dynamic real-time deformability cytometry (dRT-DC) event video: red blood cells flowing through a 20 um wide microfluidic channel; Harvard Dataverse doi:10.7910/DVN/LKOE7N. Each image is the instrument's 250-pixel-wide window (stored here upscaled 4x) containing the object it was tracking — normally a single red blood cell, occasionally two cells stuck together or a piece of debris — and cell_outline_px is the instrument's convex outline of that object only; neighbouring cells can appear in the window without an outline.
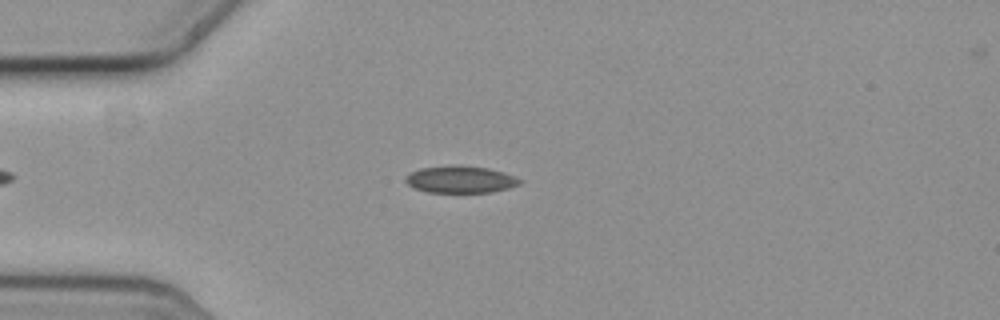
{"species": "common noctule bat (a hibernating species)", "species_latin": "Nyctalus noctula", "temperature_condition": "cold", "stored_images_in_passage": 50, "camera_frame_rate_fps": 3000, "um_per_image_px": 0.085, "animal": {"sex": "female", "body_mass_g": 19.3, "forearm_length_mm": 54.1}, "frame": {"image": 1, "passage_image": 12, "time_ms": 3.667, "image_size_px": [1000, 320], "cell_outline_px": [[520, 184], [508, 188], [492, 192], [428, 192], [416, 188], [408, 184], [404, 180], [412, 172], [420, 168], [456, 164], [460, 164], [488, 168], [504, 172], [516, 176], [520, 180]], "centroid_in_image_um": [39.17, 15.23], "position_along_channel_um": 45.8, "area_um2": 17.98}}
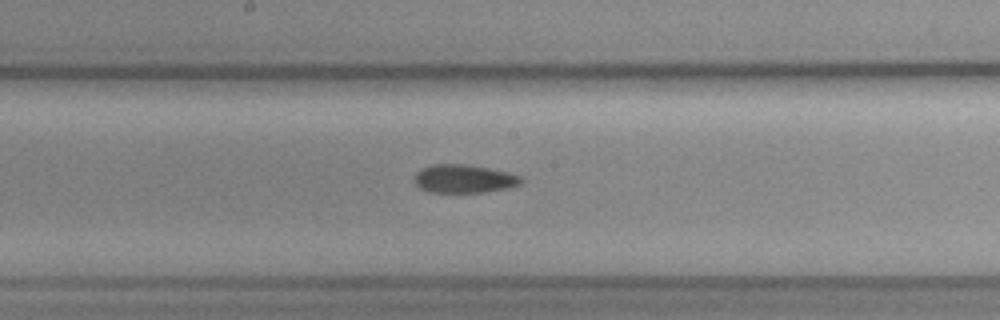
{"frame": {"image": 2, "passage_image": 27, "time_ms": 8.667, "image_size_px": [1000, 320], "cell_outline_px": [[524, 180], [520, 184], [508, 188], [484, 192], [428, 192], [420, 188], [416, 184], [416, 172], [432, 164], [464, 164], [488, 168], [508, 172], [520, 176]], "centroid_in_image_um": [39.46, 15.2], "position_along_channel_um": 208.7, "area_um2": 17.46}}
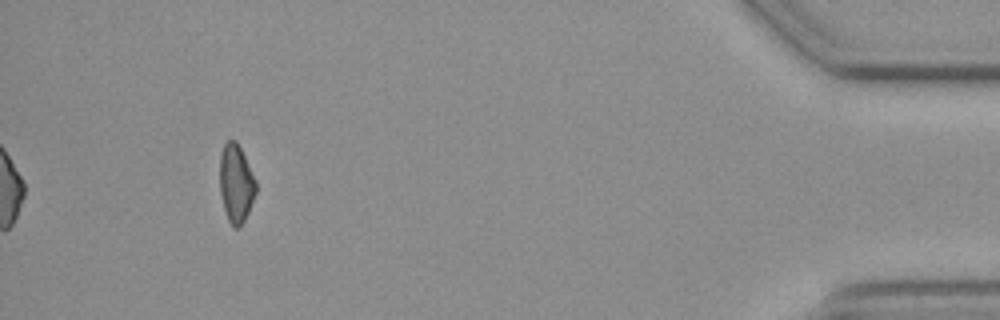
{"frame": {"image": 3, "passage_image": 50, "time_ms": 16.333, "image_size_px": [1000, 320], "cell_outline_px": [[256, 192], [248, 212], [240, 228], [232, 228], [228, 220], [224, 208], [220, 192], [220, 152], [224, 144], [228, 140], [236, 140], [256, 180]], "centroid_in_image_um": [20.05, 15.6], "position_along_channel_um": 415.1, "area_um2": 16.42}}